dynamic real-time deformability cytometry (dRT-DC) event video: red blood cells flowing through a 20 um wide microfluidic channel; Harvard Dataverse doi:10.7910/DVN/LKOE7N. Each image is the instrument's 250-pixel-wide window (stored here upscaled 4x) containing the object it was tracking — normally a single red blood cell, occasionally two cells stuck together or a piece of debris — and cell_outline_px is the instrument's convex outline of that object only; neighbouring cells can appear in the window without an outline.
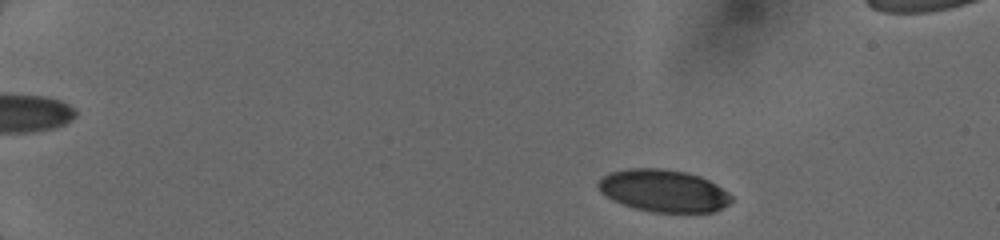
{"species": "human", "species_latin": "Homo sapiens", "temperature_condition": "cold", "stored_images_in_passage": 6, "camera_frame_rate_fps": 3000, "um_per_image_px": 0.085, "donor": {"sex": "female"}, "frame": {"image": 1, "passage_image": 1, "time_ms": 0.0, "image_size_px": [1000, 240], "cell_outline_px": [[732, 200], [728, 204], [716, 212], [652, 212], [636, 208], [612, 200], [600, 192], [596, 184], [608, 172], [628, 168], [660, 168], [688, 172], [700, 176], [716, 184], [728, 192], [732, 196]], "centroid_in_image_um": [56.4, 16.2], "position_along_channel_um": 28.6, "area_um2": 32.95}}
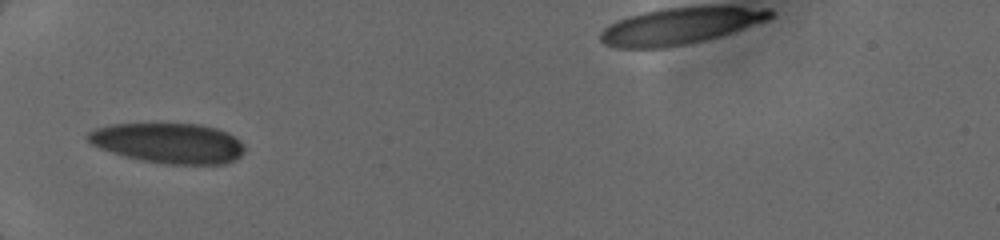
{"frame": {"image": 2, "passage_image": 5, "time_ms": 3.667, "image_size_px": [1000, 240], "cell_outline_px": [[244, 152], [236, 160], [224, 164], [164, 164], [140, 160], [124, 156], [100, 148], [92, 144], [84, 136], [88, 132], [96, 128], [108, 124], [200, 124], [216, 128], [228, 132], [240, 140], [244, 144]], "centroid_in_image_um": [14.34, 12.16], "position_along_channel_um": 70.7, "area_um2": 36.93}}